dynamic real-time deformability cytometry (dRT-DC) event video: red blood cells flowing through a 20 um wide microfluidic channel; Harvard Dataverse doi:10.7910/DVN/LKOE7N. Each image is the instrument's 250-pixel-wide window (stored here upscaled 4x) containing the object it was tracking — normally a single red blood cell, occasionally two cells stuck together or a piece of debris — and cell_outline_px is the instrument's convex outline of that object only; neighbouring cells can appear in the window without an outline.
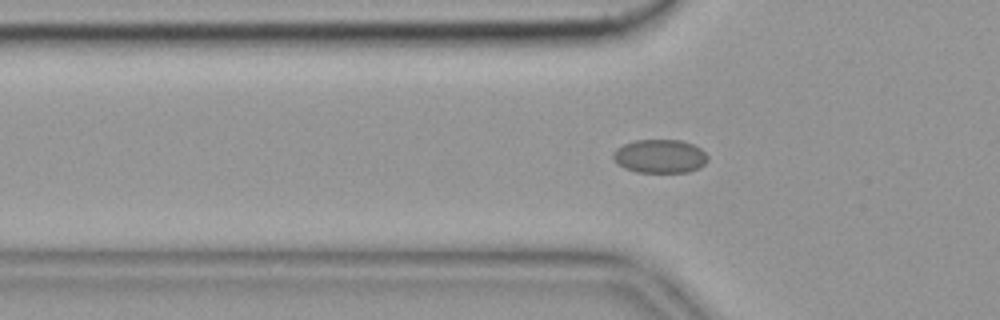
{"species": "common noctule bat (a hibernating species)", "species_latin": "Nyctalus noctula", "temperature_condition": "cold", "stored_images_in_passage": 57, "camera_frame_rate_fps": 3000, "um_per_image_px": 0.085, "animal": {"sex": "female", "body_mass_g": 19.9}, "frame": {"image": 1, "passage_image": 19, "time_ms": 6.0, "image_size_px": [1000, 320], "cell_outline_px": [[708, 160], [700, 168], [688, 172], [636, 172], [624, 168], [616, 164], [612, 156], [612, 152], [616, 148], [624, 144], [636, 140], [680, 140], [692, 144], [700, 148], [708, 156]], "centroid_in_image_um": [56.07, 13.29], "position_along_channel_um": 69.7, "area_um2": 18.67}}
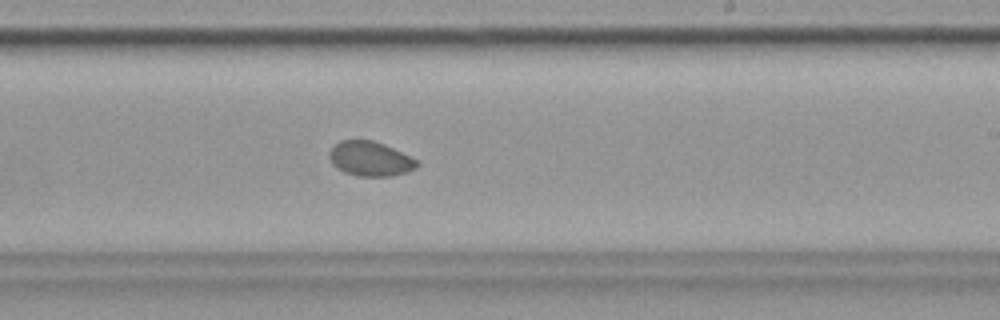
{"frame": {"image": 2, "passage_image": 35, "time_ms": 11.333, "image_size_px": [1000, 320], "cell_outline_px": [[420, 164], [416, 168], [404, 172], [388, 176], [360, 176], [344, 172], [336, 168], [332, 164], [328, 156], [328, 152], [340, 140], [372, 140], [384, 144], [416, 160]], "centroid_in_image_um": [31.41, 13.49], "position_along_channel_um": 257.6, "area_um2": 17.46}}
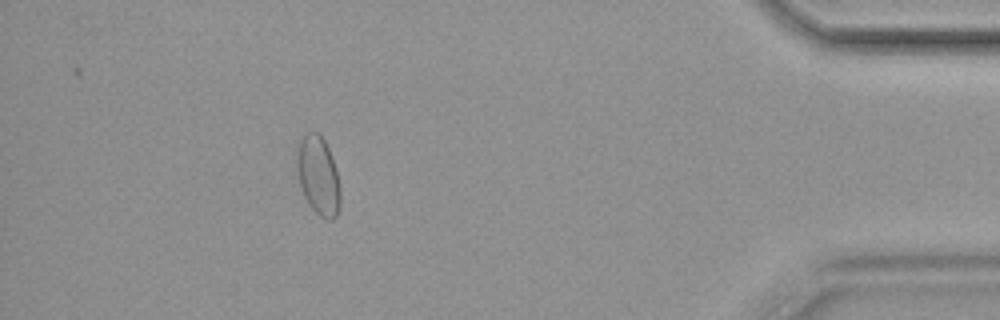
{"frame": {"image": 3, "passage_image": 52, "time_ms": 17.0, "image_size_px": [1000, 320], "cell_outline_px": [[340, 208], [336, 216], [332, 220], [328, 220], [320, 216], [312, 208], [304, 196], [300, 188], [296, 172], [296, 152], [300, 136], [308, 132], [320, 132], [328, 148], [336, 168], [340, 188]], "centroid_in_image_um": [27.03, 14.9], "position_along_channel_um": 408.2, "area_um2": 20.35}}